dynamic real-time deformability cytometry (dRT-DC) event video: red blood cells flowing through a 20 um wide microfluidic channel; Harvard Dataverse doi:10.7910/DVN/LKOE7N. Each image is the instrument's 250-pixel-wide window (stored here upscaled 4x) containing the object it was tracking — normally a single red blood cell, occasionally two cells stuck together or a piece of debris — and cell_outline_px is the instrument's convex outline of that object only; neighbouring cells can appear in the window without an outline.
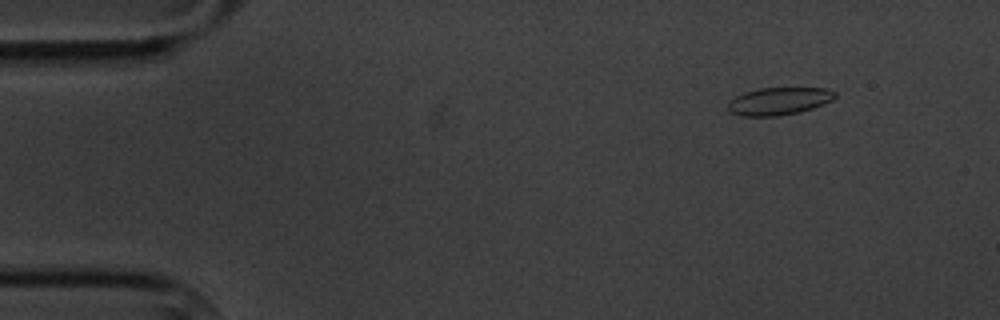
{"species": "common noctule bat (a hibernating species)", "species_latin": "Nyctalus noctula", "temperature_condition": "cold", "stored_images_in_passage": 15, "camera_frame_rate_fps": 3000, "um_per_image_px": 0.085, "animal": {"sex": "male", "body_mass_g": 20.1, "forearm_length_mm": 53.5}, "frame": {"image": 1, "passage_image": 2, "time_ms": 1.333, "image_size_px": [1000, 320], "cell_outline_px": [[836, 96], [832, 100], [824, 104], [812, 108], [796, 112], [776, 116], [744, 116], [728, 112], [728, 100], [744, 92], [760, 88], [824, 88], [836, 92]], "centroid_in_image_um": [66.17, 8.59], "position_along_channel_um": 18.8, "area_um2": 17.11}}
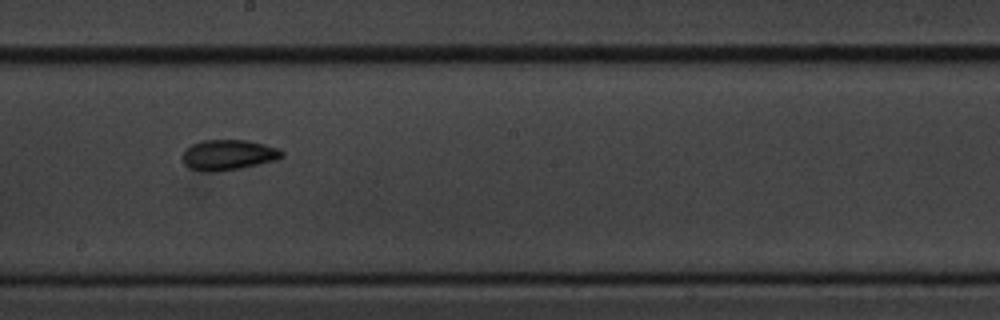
{"frame": {"image": 2, "passage_image": 9, "time_ms": 10.0, "image_size_px": [1000, 320], "cell_outline_px": [[284, 156], [280, 160], [240, 168], [216, 172], [208, 172], [188, 168], [184, 164], [184, 152], [192, 144], [200, 140], [248, 140], [280, 148], [284, 152]], "centroid_in_image_um": [19.47, 13.17], "position_along_channel_um": 228.7, "area_um2": 17.8}}
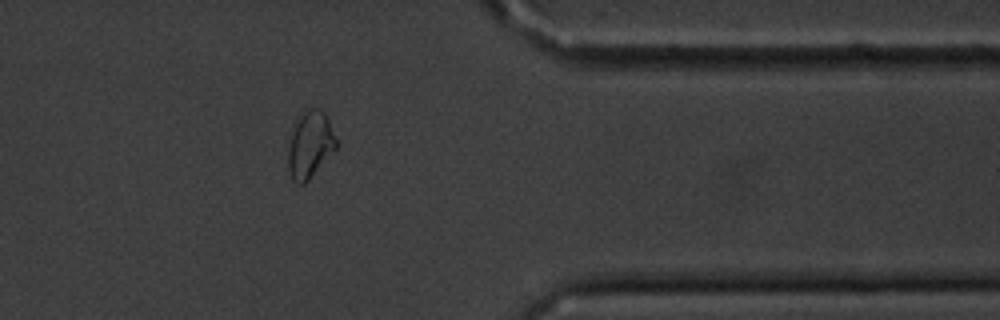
{"frame": {"image": 3, "passage_image": 13, "time_ms": 15.0, "image_size_px": [1000, 320], "cell_outline_px": [[336, 148], [308, 180], [304, 184], [296, 184], [292, 180], [288, 168], [288, 148], [292, 132], [300, 116], [312, 108], [320, 108], [324, 112], [328, 120], [336, 140]], "centroid_in_image_um": [26.34, 12.34], "position_along_channel_um": 385.1, "area_um2": 18.15}, "authors_computed_cell_mechanics": {"area_um2": 17.1666, "velocity_mm_per_s": 3.4078, "shape_relaxation_time_tau1_ms": 2.8168, "shape_relaxation_time_tau2_ms": 1.2562, "deformation_change_tau1": 0.1008, "deformation_change_tau2": 0.0432}}